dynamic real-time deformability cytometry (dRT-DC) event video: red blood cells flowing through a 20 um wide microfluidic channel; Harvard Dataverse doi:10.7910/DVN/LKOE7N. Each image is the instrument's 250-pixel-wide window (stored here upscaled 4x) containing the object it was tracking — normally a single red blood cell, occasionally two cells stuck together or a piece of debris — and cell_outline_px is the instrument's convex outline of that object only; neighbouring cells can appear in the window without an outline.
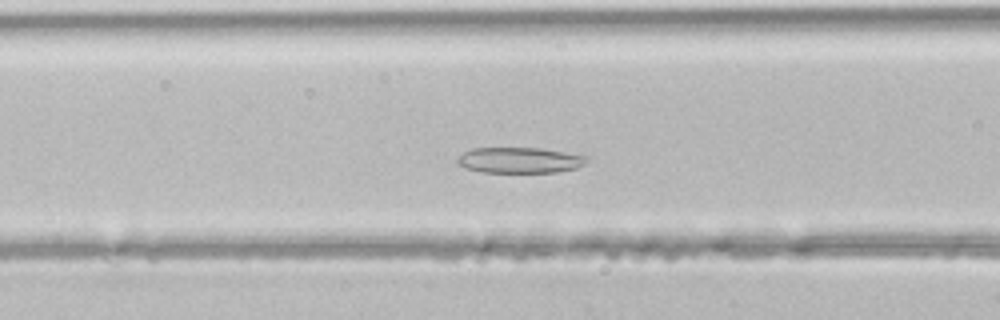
{"species": "common noctule bat (a hibernating species)", "species_latin": "Nyctalus noctula", "temperature_condition": "room temperature", "stored_images_in_passage": 43, "camera_frame_rate_fps": 3000, "um_per_image_px": 0.085, "animal": {"sex": "male", "body_mass_g": 21.5, "forearm_length_mm": 52.0}, "frame": {"image": 1, "passage_image": 15, "time_ms": 4.667, "image_size_px": [1000, 320], "cell_outline_px": [[588, 160], [584, 164], [576, 168], [556, 172], [480, 172], [464, 168], [456, 164], [456, 160], [464, 152], [472, 148], [540, 148], [588, 156]], "centroid_in_image_um": [44.14, 13.62], "position_along_channel_um": 122.5, "area_um2": 19.42}}
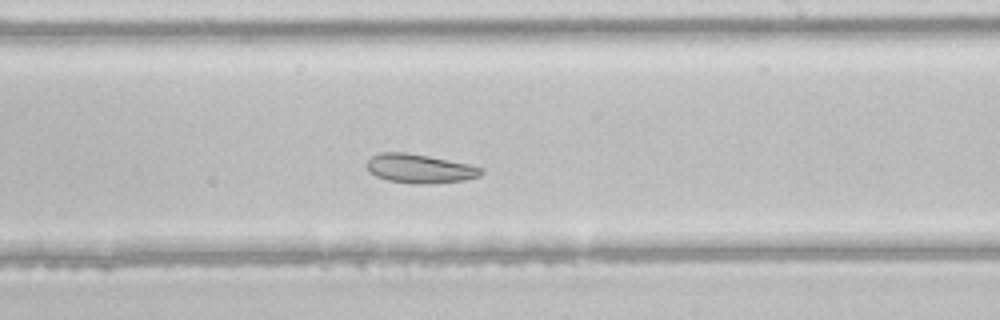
{"frame": {"image": 2, "passage_image": 24, "time_ms": 7.667, "image_size_px": [1000, 320], "cell_outline_px": [[484, 172], [480, 176], [464, 180], [432, 184], [412, 184], [388, 180], [376, 176], [368, 172], [368, 160], [372, 156], [380, 152], [404, 152], [428, 156], [468, 164], [484, 168]], "centroid_in_image_um": [35.69, 14.34], "position_along_channel_um": 253.3, "area_um2": 19.36}}
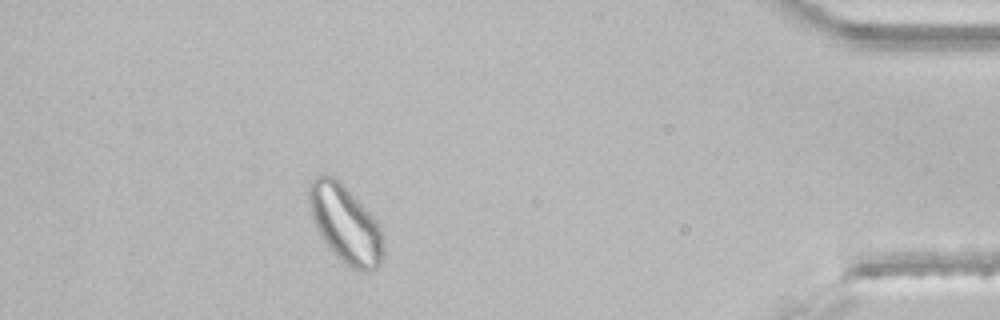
{"frame": {"image": 3, "passage_image": 38, "time_ms": 12.333, "image_size_px": [1000, 320], "cell_outline_px": [[384, 256], [380, 264], [376, 268], [368, 272], [364, 272], [352, 268], [336, 256], [332, 252], [316, 228], [308, 204], [308, 184], [316, 176], [332, 176], [376, 220], [380, 228], [384, 240]], "centroid_in_image_um": [29.36, 19.1], "position_along_channel_um": 405.8, "area_um2": 33.0}}